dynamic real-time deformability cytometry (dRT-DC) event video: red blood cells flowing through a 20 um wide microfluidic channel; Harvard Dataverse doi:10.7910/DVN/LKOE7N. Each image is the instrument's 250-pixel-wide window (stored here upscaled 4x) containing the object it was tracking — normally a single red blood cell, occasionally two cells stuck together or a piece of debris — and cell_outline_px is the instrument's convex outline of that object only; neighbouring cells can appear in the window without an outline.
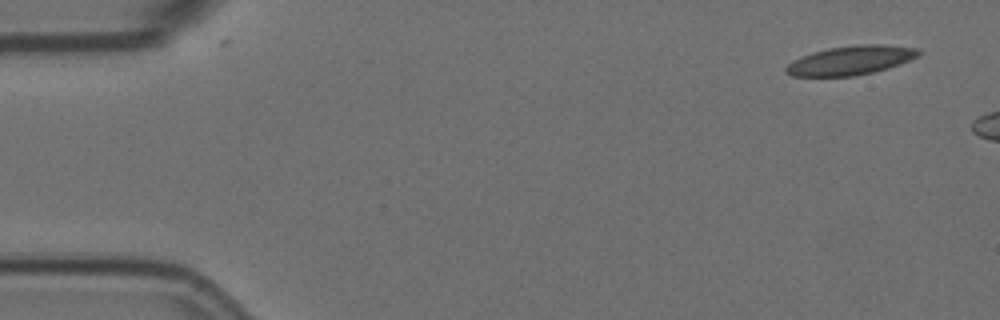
{"species": "Egyptian fruit bat (a non-hibernating species)", "species_latin": "Rousettus aegyptiacus", "temperature_condition": "room temperature", "stored_images_in_passage": 2, "camera_frame_rate_fps": 3000, "um_per_image_px": 0.085, "animal": {"sex": "female"}, "frame": {"image": 1, "passage_image": 1, "time_ms": 0.0, "image_size_px": [1000, 320], "cell_outline_px": [[920, 56], [900, 64], [888, 68], [872, 72], [852, 76], [792, 76], [784, 72], [784, 68], [792, 60], [812, 52], [828, 48], [856, 44], [880, 44], [920, 48]], "centroid_in_image_um": [72.31, 5.12], "position_along_channel_um": 12.7, "area_um2": 22.6}}